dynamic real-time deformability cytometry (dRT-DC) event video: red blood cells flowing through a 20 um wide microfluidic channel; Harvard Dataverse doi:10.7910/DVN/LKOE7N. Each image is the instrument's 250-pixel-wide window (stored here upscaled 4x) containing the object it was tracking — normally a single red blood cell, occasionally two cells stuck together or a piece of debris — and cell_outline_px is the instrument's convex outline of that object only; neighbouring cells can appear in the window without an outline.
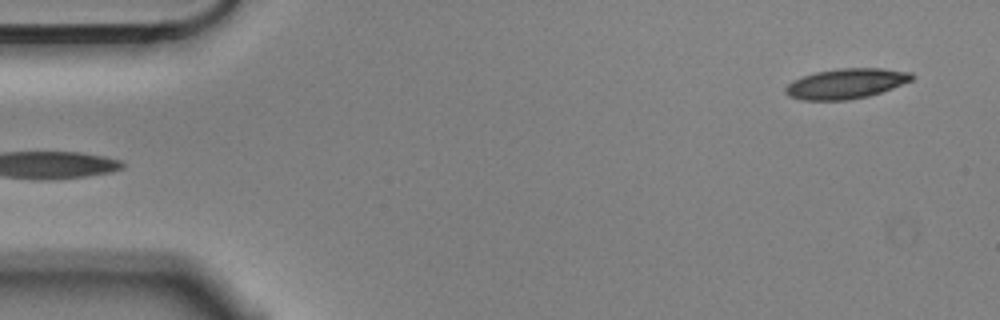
{"species": "Egyptian fruit bat (a non-hibernating species)", "species_latin": "Rousettus aegyptiacus", "temperature_condition": "cold", "stored_images_in_passage": 5, "segment_of_instrument_passage": [2, 2], "camera_frame_rate_fps": 3000, "um_per_image_px": 0.085, "animal": {"sex": "male"}, "frame": {"image": 1, "passage_image": 5, "time_ms": 1.333, "image_size_px": [1000, 320], "cell_outline_px": [[916, 76], [912, 80], [892, 88], [868, 96], [848, 100], [804, 100], [788, 96], [784, 92], [784, 88], [792, 80], [816, 72], [840, 68], [884, 68], [912, 72]], "centroid_in_image_um": [71.92, 7.1], "position_along_channel_um": 13.1, "area_um2": 22.25}}